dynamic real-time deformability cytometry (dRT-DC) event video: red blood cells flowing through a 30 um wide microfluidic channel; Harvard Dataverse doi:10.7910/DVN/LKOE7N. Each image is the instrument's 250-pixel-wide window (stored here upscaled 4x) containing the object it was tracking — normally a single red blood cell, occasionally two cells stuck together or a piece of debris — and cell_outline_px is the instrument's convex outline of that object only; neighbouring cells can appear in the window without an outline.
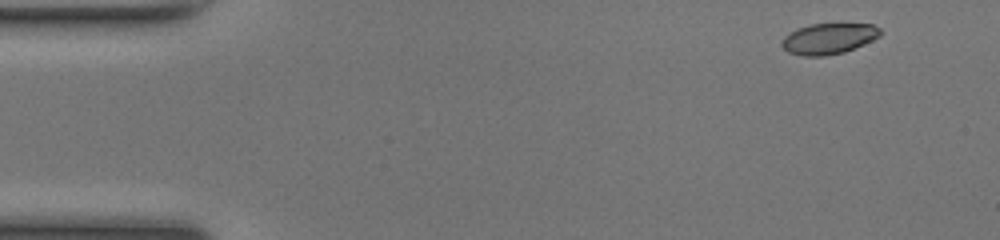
{"species": "common noctule bat (a hibernating species)", "species_latin": "Nyctalus noctula", "temperature_condition": "room temperature", "stored_images_in_passage": 48, "camera_frame_rate_fps": 3000, "um_per_image_px": 0.085, "animal": {"sex": "female", "body_mass_g": 17.0, "forearm_length_mm": 48.0}, "frame": {"image": 1, "passage_image": 2, "time_ms": 0.333, "image_size_px": [1000, 240], "cell_outline_px": [[884, 32], [880, 36], [864, 44], [844, 52], [824, 56], [804, 56], [788, 52], [780, 44], [784, 36], [796, 28], [808, 24], [872, 24], [880, 28]], "centroid_in_image_um": [70.43, 3.28], "position_along_channel_um": 14.6, "area_um2": 17.8}}
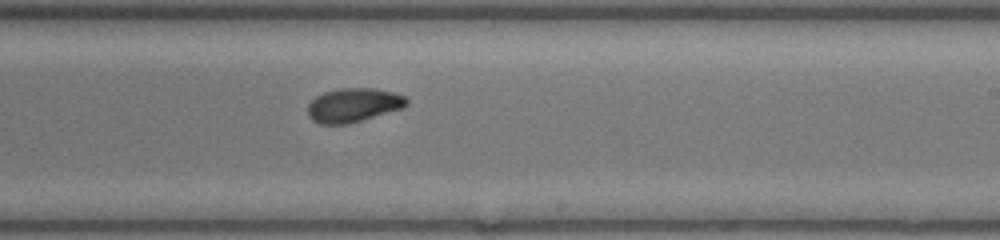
{"frame": {"image": 2, "passage_image": 28, "time_ms": 9.0, "image_size_px": [1000, 240], "cell_outline_px": [[408, 104], [404, 108], [348, 124], [320, 124], [312, 120], [308, 116], [308, 104], [316, 96], [324, 92], [340, 88], [376, 88], [392, 92], [404, 96], [408, 100]], "centroid_in_image_um": [30.04, 8.93], "position_along_channel_um": 259.0, "area_um2": 19.65}}
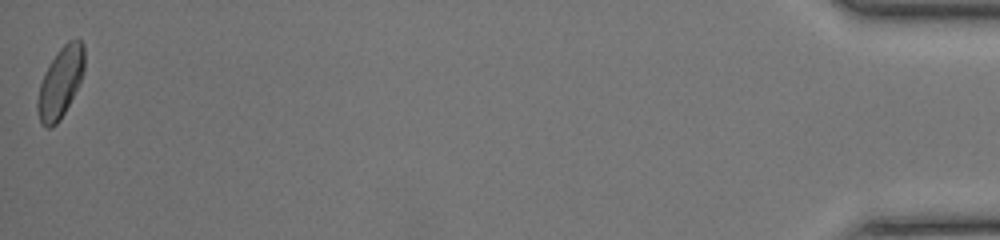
{"frame": {"image": 3, "passage_image": 48, "time_ms": 15.667, "image_size_px": [1000, 240], "cell_outline_px": [[84, 72], [60, 120], [56, 124], [48, 128], [44, 128], [40, 124], [36, 108], [36, 100], [40, 84], [44, 72], [60, 48], [68, 40], [80, 40], [84, 44]], "centroid_in_image_um": [5.1, 7.03], "position_along_channel_um": 430.1, "area_um2": 19.07}, "authors_computed_cell_mechanics": {"area_um2": 18.9295, "velocity_mm_per_s": 4.1395, "shape_relaxation_time_tau1_ms": 4.8472, "shape_relaxation_time_tau2_ms": 2.1067, "deformation_change_tau1": 0.1212, "deformation_change_tau2": 0.0615}}